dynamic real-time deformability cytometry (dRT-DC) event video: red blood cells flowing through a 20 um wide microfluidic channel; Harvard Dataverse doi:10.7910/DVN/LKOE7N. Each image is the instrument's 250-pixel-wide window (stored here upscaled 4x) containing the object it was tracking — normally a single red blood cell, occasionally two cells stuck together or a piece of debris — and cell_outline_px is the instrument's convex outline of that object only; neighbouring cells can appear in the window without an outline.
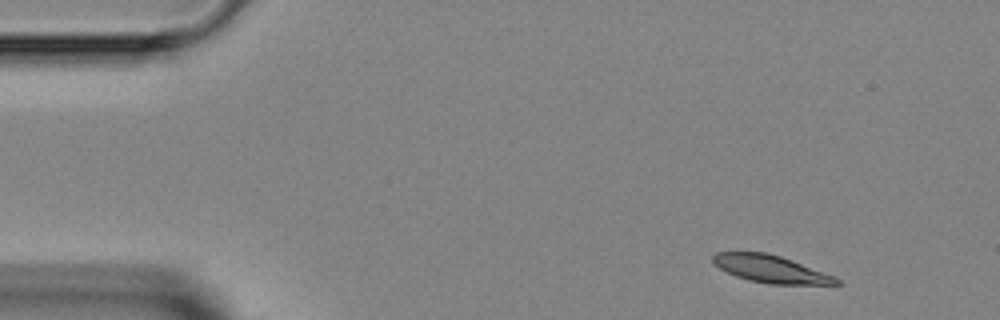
{"species": "Egyptian fruit bat (a non-hibernating species)", "species_latin": "Rousettus aegyptiacus", "temperature_condition": "room temperature", "stored_images_in_passage": 3, "camera_frame_rate_fps": 3000, "um_per_image_px": 0.085, "animal": {"sex": "female"}, "frame": {"image": 1, "passage_image": 1, "time_ms": 0.0, "image_size_px": [1000, 320], "cell_outline_px": [[844, 284], [768, 284], [748, 280], [736, 276], [720, 268], [712, 260], [712, 256], [716, 252], [768, 252], [792, 260], [836, 276]], "centroid_in_image_um": [65.55, 22.86], "position_along_channel_um": 19.4, "area_um2": 19.71}}